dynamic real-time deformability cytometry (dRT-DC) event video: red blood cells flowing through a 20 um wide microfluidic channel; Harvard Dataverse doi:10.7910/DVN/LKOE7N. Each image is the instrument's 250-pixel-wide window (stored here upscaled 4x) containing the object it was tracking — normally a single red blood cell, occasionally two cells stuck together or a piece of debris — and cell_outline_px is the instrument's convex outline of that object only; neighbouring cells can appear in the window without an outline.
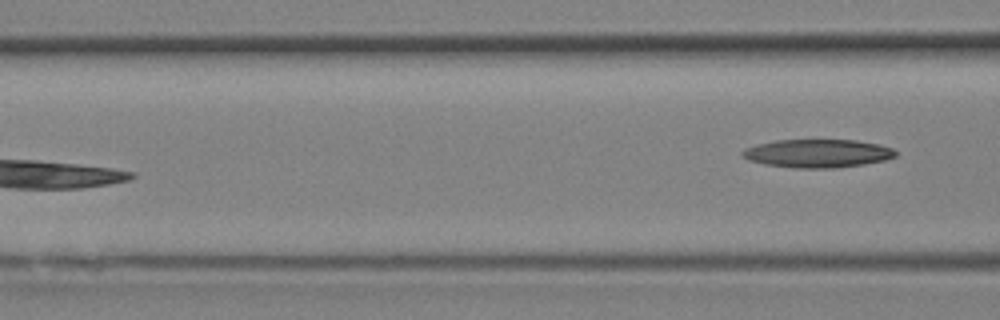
{"species": "Egyptian fruit bat (a non-hibernating species)", "species_latin": "Rousettus aegyptiacus", "temperature_condition": "room temperature", "stored_images_in_passage": 6, "segment_of_instrument_passage": [2, 2], "camera_frame_rate_fps": 3000, "um_per_image_px": 0.085, "animal": {"sex": "female"}, "frame": {"image": 1, "passage_image": 6, "time_ms": 1.667, "image_size_px": [1000, 320], "cell_outline_px": [[896, 156], [884, 160], [864, 164], [836, 168], [800, 168], [764, 164], [748, 160], [740, 156], [740, 152], [744, 148], [756, 144], [776, 140], [856, 140], [880, 144], [892, 148], [896, 152]], "centroid_in_image_um": [69.46, 13.03], "position_along_channel_um": 97.1, "area_um2": 25.37}}